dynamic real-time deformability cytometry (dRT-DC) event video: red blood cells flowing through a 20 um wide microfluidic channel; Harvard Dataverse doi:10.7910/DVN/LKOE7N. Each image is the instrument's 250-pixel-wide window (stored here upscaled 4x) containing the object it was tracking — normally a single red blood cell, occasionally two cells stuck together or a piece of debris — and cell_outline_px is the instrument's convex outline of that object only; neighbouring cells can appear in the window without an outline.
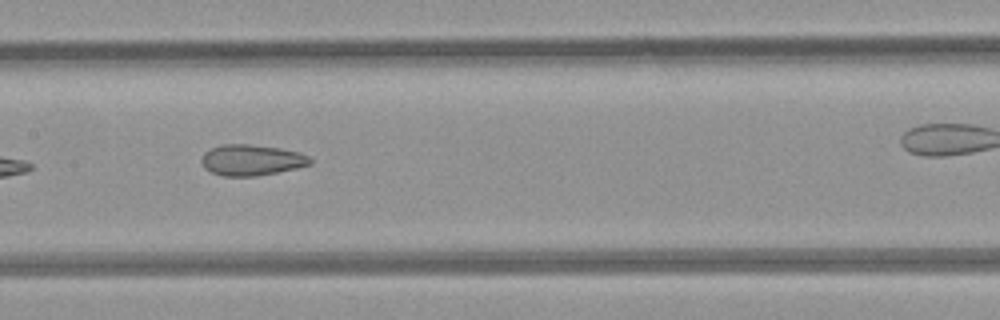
{"species": "common noctule bat (a hibernating species)", "species_latin": "Nyctalus noctula", "temperature_condition": "room temperature", "stored_images_in_passage": 11, "camera_frame_rate_fps": 3000, "um_per_image_px": 0.085, "animal": {"sex": "female", "body_mass_g": 21.9}, "frame": {"image": 1, "passage_image": 4, "time_ms": 3.333, "image_size_px": [1000, 320], "cell_outline_px": [[312, 164], [296, 168], [256, 176], [224, 176], [212, 172], [204, 168], [200, 160], [204, 152], [212, 148], [224, 144], [248, 144], [280, 148], [300, 152], [308, 156], [312, 160]], "centroid_in_image_um": [21.38, 13.6], "position_along_channel_um": 186.0, "area_um2": 19.54}, "authors_computed_cell_mechanics": {"area_um2": 20.7502, "velocity_mm_per_s": 3.1656, "shape_relaxation_time_tau1_ms": null, "shape_relaxation_time_tau2_ms": 1.4776, "deformation_change_tau1": null, "deformation_change_tau2": 0.06}}